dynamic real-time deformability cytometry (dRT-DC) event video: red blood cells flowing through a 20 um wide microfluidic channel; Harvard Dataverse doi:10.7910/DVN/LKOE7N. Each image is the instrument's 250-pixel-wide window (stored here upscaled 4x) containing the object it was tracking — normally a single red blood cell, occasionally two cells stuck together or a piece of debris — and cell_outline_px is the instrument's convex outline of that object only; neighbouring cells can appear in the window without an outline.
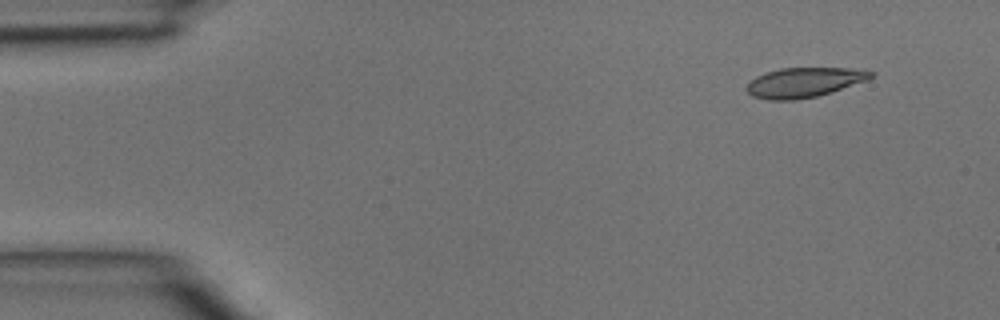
{"species": "common noctule bat (a hibernating species)", "species_latin": "Nyctalus noctula", "temperature_condition": "room temperature", "stored_images_in_passage": 6, "camera_frame_rate_fps": 3000, "um_per_image_px": 0.085, "animal": {"sex": "male", "body_mass_g": 15.6}, "frame": {"image": 1, "passage_image": 1, "time_ms": 0.0, "image_size_px": [1000, 320], "cell_outline_px": [[876, 72], [868, 80], [832, 92], [816, 96], [796, 100], [768, 100], [752, 96], [744, 88], [756, 76], [764, 72], [780, 68], [864, 68]], "centroid_in_image_um": [68.38, 6.99], "position_along_channel_um": 16.6, "area_um2": 21.85}}
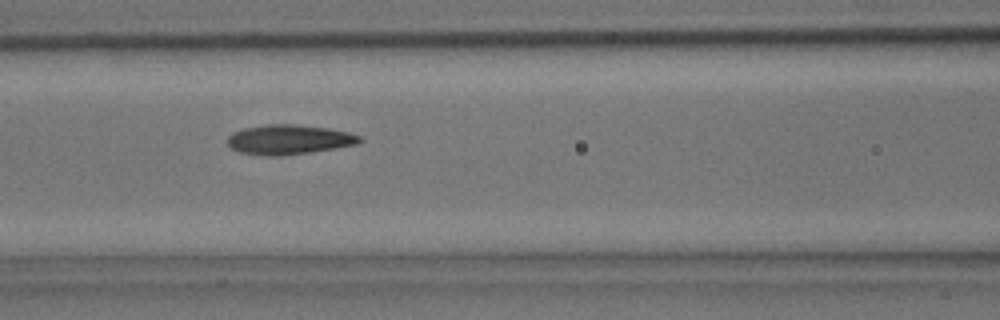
{"frame": {"image": 2, "passage_image": 5, "time_ms": 1.333, "image_size_px": [1000, 320], "cell_outline_px": [[364, 140], [356, 144], [308, 152], [280, 156], [264, 156], [240, 152], [232, 148], [224, 140], [232, 132], [244, 128], [268, 124], [292, 124], [328, 128], [348, 132], [360, 136]], "centroid_in_image_um": [24.5, 11.86], "position_along_channel_um": 142.1, "area_um2": 22.77}}